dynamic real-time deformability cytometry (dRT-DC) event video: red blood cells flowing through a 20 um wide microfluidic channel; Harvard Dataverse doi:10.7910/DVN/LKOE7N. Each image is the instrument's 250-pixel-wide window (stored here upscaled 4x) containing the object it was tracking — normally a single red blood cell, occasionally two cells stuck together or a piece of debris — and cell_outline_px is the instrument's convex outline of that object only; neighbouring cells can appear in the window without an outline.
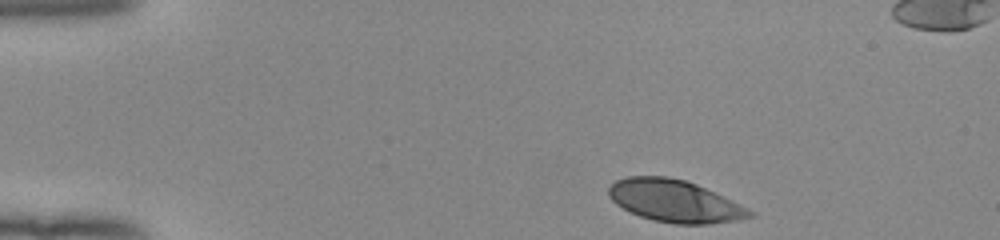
{"species": "human", "species_latin": "Homo sapiens", "temperature_condition": "room temperature", "stored_images_in_passage": 37, "camera_frame_rate_fps": 3000, "um_per_image_px": 0.085, "donor": {"sex": "female"}, "frame": {"image": 1, "passage_image": 1, "time_ms": 0.0, "image_size_px": [1000, 240], "cell_outline_px": [[756, 216], [740, 220], [708, 224], [676, 224], [652, 220], [640, 216], [616, 204], [608, 196], [608, 188], [616, 180], [628, 176], [668, 176], [684, 180], [696, 184], [724, 196], [756, 212]], "centroid_in_image_um": [57.38, 17.09], "position_along_channel_um": 27.6, "area_um2": 34.8}}
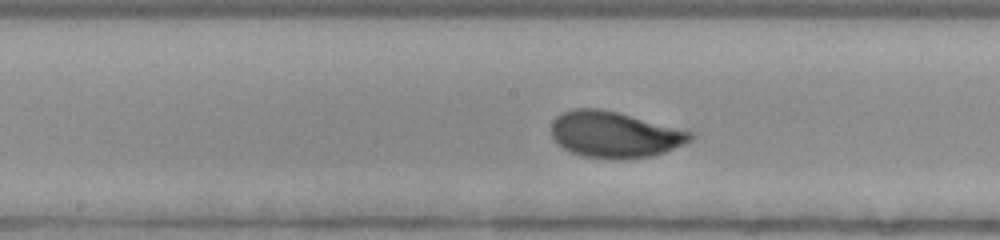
{"frame": {"image": 2, "passage_image": 20, "time_ms": 6.333, "image_size_px": [1000, 240], "cell_outline_px": [[696, 136], [692, 140], [684, 144], [664, 152], [652, 156], [624, 160], [616, 160], [584, 156], [568, 152], [556, 144], [552, 136], [552, 120], [556, 116], [572, 108], [600, 108], [620, 112], [696, 132]], "centroid_in_image_um": [52.26, 11.44], "position_along_channel_um": 195.9, "area_um2": 38.26}}
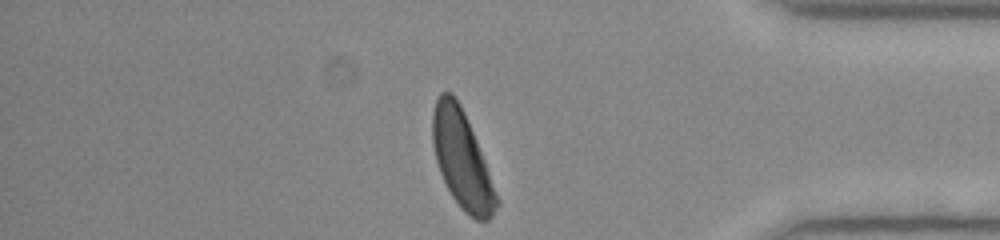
{"frame": {"image": 3, "passage_image": 37, "time_ms": 12.0, "image_size_px": [1000, 240], "cell_outline_px": [[500, 204], [492, 216], [488, 220], [476, 220], [464, 212], [460, 208], [452, 196], [440, 172], [436, 160], [432, 144], [432, 112], [436, 100], [440, 92], [452, 92], [460, 104], [464, 112], [476, 140], [500, 200]], "centroid_in_image_um": [39.26, 13.58], "position_along_channel_um": 395.9, "area_um2": 36.13}, "authors_computed_cell_mechanics": {"area_um2": 36.1828, "velocity_mm_per_s": 3.9429, "shape_relaxation_time_tau1_ms": 2.7772, "shape_relaxation_time_tau2_ms": null, "deformation_change_tau1": 0.1745, "deformation_change_tau2": null}}